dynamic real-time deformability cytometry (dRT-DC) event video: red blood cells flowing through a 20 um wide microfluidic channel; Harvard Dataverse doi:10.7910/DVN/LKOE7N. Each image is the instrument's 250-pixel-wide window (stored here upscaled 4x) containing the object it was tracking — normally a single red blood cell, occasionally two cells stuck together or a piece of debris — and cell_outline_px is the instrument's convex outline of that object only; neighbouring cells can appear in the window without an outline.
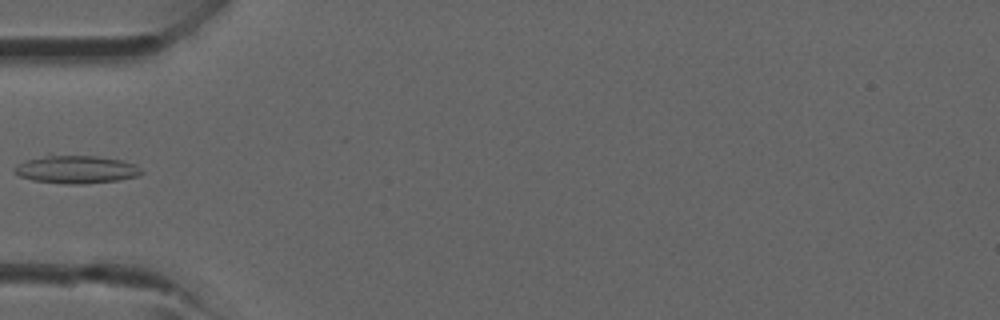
{"species": "common noctule bat (a hibernating species)", "species_latin": "Nyctalus noctula", "temperature_condition": "room temperature", "stored_images_in_passage": 4, "camera_frame_rate_fps": 3000, "um_per_image_px": 0.085, "animal": {"sex": "male", "forearm_length_mm": 52.5}, "frame": {"image": 1, "passage_image": 4, "time_ms": 4.0, "image_size_px": [1000, 320], "cell_outline_px": [[144, 172], [140, 176], [116, 180], [84, 184], [68, 184], [32, 180], [20, 176], [12, 172], [12, 168], [16, 164], [24, 160], [48, 152], [100, 156], [120, 160], [132, 164], [140, 168]], "centroid_in_image_um": [6.37, 14.35], "position_along_channel_um": 78.6, "area_um2": 21.62}}